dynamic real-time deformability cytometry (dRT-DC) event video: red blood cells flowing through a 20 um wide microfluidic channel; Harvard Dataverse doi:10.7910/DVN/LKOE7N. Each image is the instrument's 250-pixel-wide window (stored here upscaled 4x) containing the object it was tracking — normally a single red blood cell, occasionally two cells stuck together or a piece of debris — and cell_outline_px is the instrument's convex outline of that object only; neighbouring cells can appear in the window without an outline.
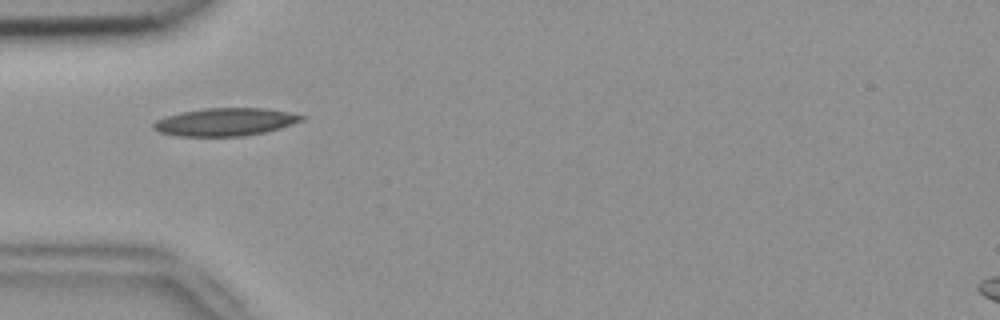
{"species": "common noctule bat (a hibernating species)", "species_latin": "Nyctalus noctula", "temperature_condition": "room temperature", "stored_images_in_passage": 11, "camera_frame_rate_fps": 3000, "um_per_image_px": 0.085, "animal": {"sex": "female", "body_mass_g": 18.4}, "frame": {"image": 1, "passage_image": 5, "time_ms": 1.333, "image_size_px": [1000, 320], "cell_outline_px": [[308, 116], [304, 120], [280, 128], [264, 132], [244, 136], [176, 136], [160, 132], [152, 128], [152, 124], [156, 120], [180, 112], [204, 108], [268, 108]], "centroid_in_image_um": [19.17, 10.36], "position_along_channel_um": 65.8, "area_um2": 24.1}}
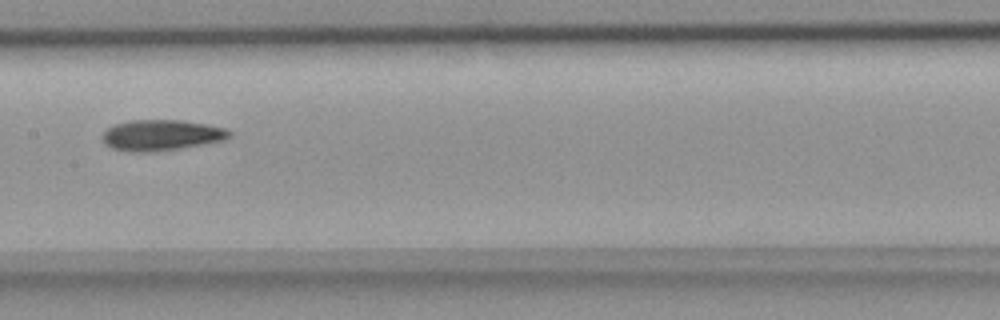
{"frame": {"image": 2, "passage_image": 8, "time_ms": 2.333, "image_size_px": [1000, 320], "cell_outline_px": [[232, 136], [224, 140], [176, 148], [148, 152], [136, 152], [112, 148], [104, 144], [100, 136], [112, 124], [128, 120], [184, 120], [228, 128], [232, 132]], "centroid_in_image_um": [13.69, 11.46], "position_along_channel_um": 193.7, "area_um2": 22.83}}
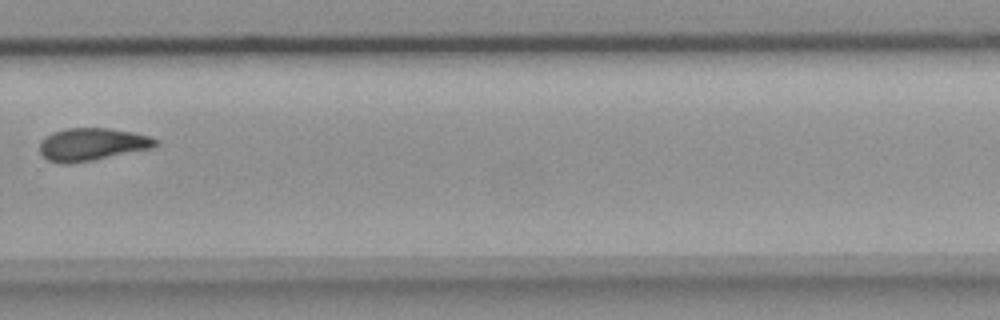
{"frame": {"image": 3, "passage_image": 11, "time_ms": 3.333, "image_size_px": [1000, 320], "cell_outline_px": [[160, 144], [152, 148], [72, 164], [60, 164], [48, 160], [40, 152], [40, 140], [52, 132], [64, 128], [108, 128], [132, 132], [152, 136], [160, 140]], "centroid_in_image_um": [7.84, 12.26], "position_along_channel_um": 322.0, "area_um2": 22.25}}